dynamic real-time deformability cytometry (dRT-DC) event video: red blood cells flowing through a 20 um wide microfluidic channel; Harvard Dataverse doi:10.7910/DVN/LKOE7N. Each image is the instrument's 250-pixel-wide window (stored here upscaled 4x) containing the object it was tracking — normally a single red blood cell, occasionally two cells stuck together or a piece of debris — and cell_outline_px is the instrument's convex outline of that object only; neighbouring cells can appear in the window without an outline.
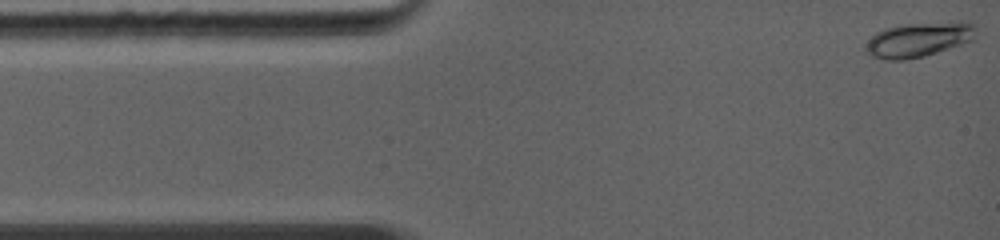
{"species": "common noctule bat (a hibernating species)", "species_latin": "Nyctalus noctula", "temperature_condition": "warm", "stored_images_in_passage": 42, "camera_frame_rate_fps": 5000, "um_per_image_px": 0.085, "animal": {"sex": "female", "body_mass_g": 19.0, "forearm_length_mm": 56.7}, "frame": {"image": 1, "passage_image": 1, "time_ms": 0.0, "image_size_px": [1000, 240], "cell_outline_px": [[976, 40], [964, 44], [924, 56], [904, 60], [888, 60], [872, 56], [864, 48], [864, 44], [876, 32], [884, 28], [904, 24], [956, 20], [960, 20], [976, 24]], "centroid_in_image_um": [78.16, 3.34], "position_along_channel_um": 6.8, "area_um2": 22.95}}
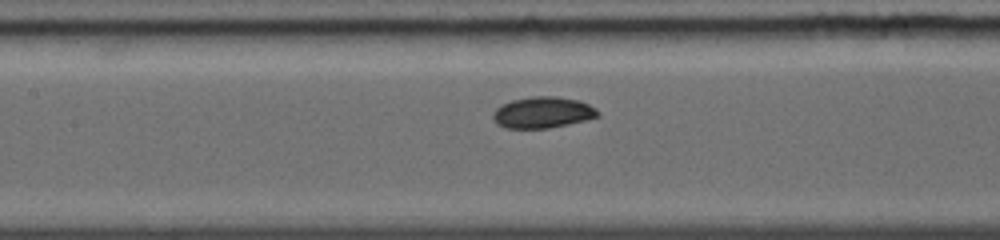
{"frame": {"image": 2, "passage_image": 24, "time_ms": 5.2, "image_size_px": [1000, 240], "cell_outline_px": [[600, 116], [568, 124], [548, 128], [504, 128], [496, 124], [492, 116], [492, 112], [500, 104], [512, 100], [532, 96], [556, 96], [580, 100], [596, 108], [600, 112]], "centroid_in_image_um": [46.11, 9.55], "position_along_channel_um": 161.3, "area_um2": 19.31}}
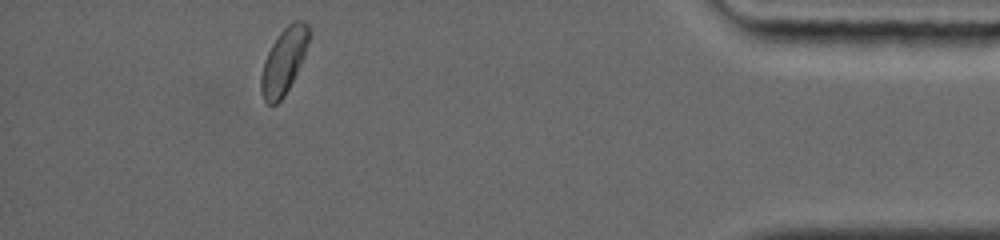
{"frame": {"image": 3, "passage_image": 42, "time_ms": 12.2, "image_size_px": [1000, 240], "cell_outline_px": [[308, 40], [304, 56], [284, 96], [276, 104], [268, 104], [264, 100], [260, 92], [260, 76], [264, 60], [272, 44], [280, 32], [292, 20], [304, 20], [308, 24]], "centroid_in_image_um": [24.09, 5.19], "position_along_channel_um": 411.1, "area_um2": 18.09}, "authors_computed_cell_mechanics": {"area_um2": 19.1607, "velocity_mm_per_s": 4.3876, "shape_relaxation_time_tau1_ms": 2.2698, "shape_relaxation_time_tau2_ms": null, "deformation_change_tau1": 0.0744, "deformation_change_tau2": null}}